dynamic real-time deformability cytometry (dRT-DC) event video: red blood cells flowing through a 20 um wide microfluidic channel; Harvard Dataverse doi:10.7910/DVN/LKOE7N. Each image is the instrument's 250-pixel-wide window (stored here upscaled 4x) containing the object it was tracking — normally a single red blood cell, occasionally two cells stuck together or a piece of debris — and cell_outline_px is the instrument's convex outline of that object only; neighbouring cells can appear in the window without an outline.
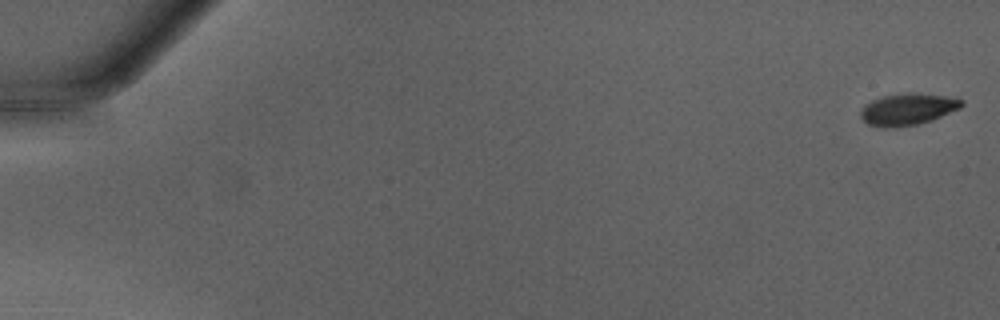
{"species": "Egyptian fruit bat (a non-hibernating species)", "species_latin": "Rousettus aegyptiacus", "temperature_condition": "warm", "stored_images_in_passage": 50, "camera_frame_rate_fps": 3000, "um_per_image_px": 0.085, "animal": {"sex": "male"}, "frame": {"image": 1, "passage_image": 1, "time_ms": 0.0, "image_size_px": [1000, 320], "cell_outline_px": [[964, 104], [960, 108], [932, 120], [916, 124], [896, 128], [884, 128], [868, 124], [860, 116], [860, 112], [872, 100], [884, 96], [908, 92], [916, 92], [944, 96], [964, 100]], "centroid_in_image_um": [77.18, 9.29], "position_along_channel_um": 7.8, "area_um2": 18.55}}
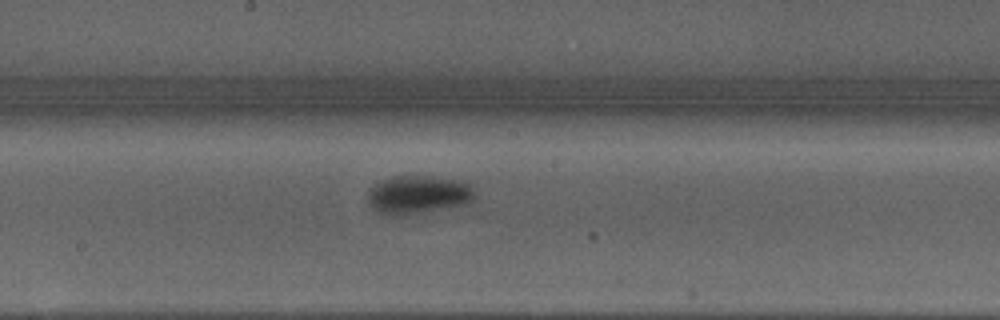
{"frame": {"image": 2, "passage_image": 28, "time_ms": 9.0, "image_size_px": [1000, 320], "cell_outline_px": [[476, 196], [472, 200], [464, 204], [412, 212], [384, 212], [376, 208], [368, 200], [368, 192], [376, 184], [384, 180], [396, 176], [432, 176], [456, 180], [468, 184], [472, 188]], "centroid_in_image_um": [35.61, 16.47], "position_along_channel_um": 212.6, "area_um2": 22.2}}
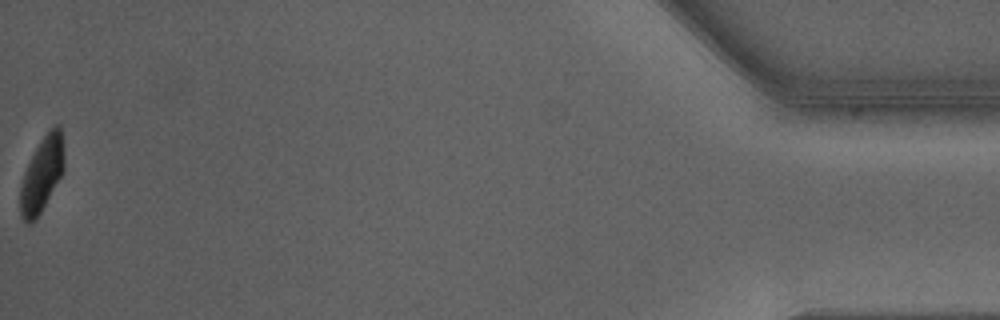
{"frame": {"image": 3, "passage_image": 50, "time_ms": 16.333, "image_size_px": [1000, 320], "cell_outline_px": [[64, 172], [36, 220], [32, 224], [28, 224], [20, 216], [20, 184], [24, 172], [40, 140], [48, 128], [56, 124], [60, 124], [64, 144]], "centroid_in_image_um": [3.58, 14.8], "position_along_channel_um": 431.6, "area_um2": 19.59}, "authors_computed_cell_mechanics": {"area_um2": 21.2415, "velocity_mm_per_s": 4.2595, "shape_relaxation_time_tau1_ms": 2.6849, "shape_relaxation_time_tau2_ms": null, "deformation_change_tau1": 0.1529, "deformation_change_tau2": null}}